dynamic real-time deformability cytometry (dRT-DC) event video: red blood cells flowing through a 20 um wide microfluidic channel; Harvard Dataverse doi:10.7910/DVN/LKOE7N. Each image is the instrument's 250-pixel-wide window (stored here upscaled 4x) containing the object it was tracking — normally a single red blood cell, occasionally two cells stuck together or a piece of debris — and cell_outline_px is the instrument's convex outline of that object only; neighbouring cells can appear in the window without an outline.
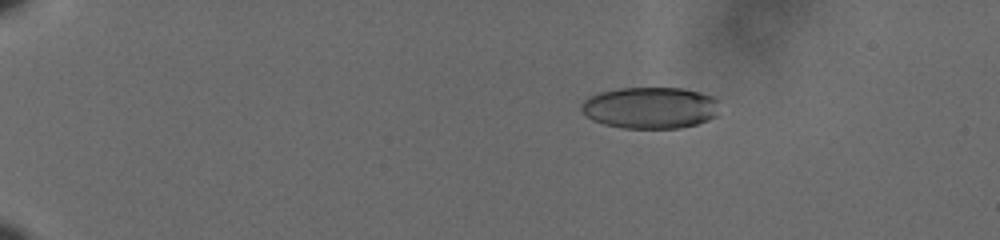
{"species": "human", "species_latin": "Homo sapiens", "temperature_condition": "cold", "stored_images_in_passage": 50, "camera_frame_rate_fps": 3000, "um_per_image_px": 0.085, "donor": {"sex": "male"}, "frame": {"image": 1, "passage_image": 1, "time_ms": 0.0, "image_size_px": [1000, 240], "cell_outline_px": [[720, 100], [716, 116], [708, 120], [696, 124], [680, 128], [624, 128], [604, 124], [592, 120], [580, 108], [580, 104], [588, 96], [600, 92], [620, 88], [684, 88], [700, 92], [712, 96]], "centroid_in_image_um": [55.29, 9.15], "position_along_channel_um": 29.7, "area_um2": 33.7}}
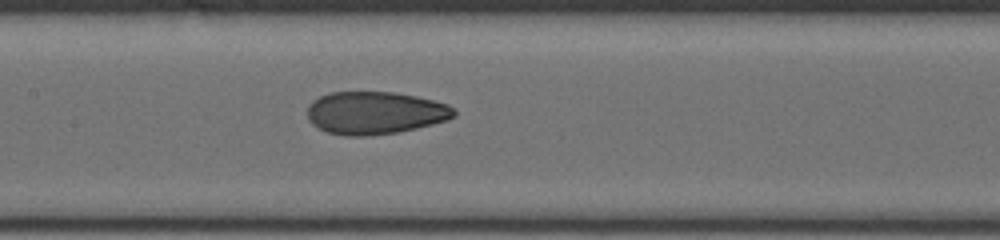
{"frame": {"image": 2, "passage_image": 22, "time_ms": 7.0, "image_size_px": [1000, 240], "cell_outline_px": [[456, 116], [448, 120], [400, 132], [368, 136], [344, 136], [328, 132], [312, 124], [308, 120], [308, 104], [312, 100], [320, 96], [332, 92], [396, 92], [416, 96], [448, 104], [456, 112]], "centroid_in_image_um": [31.88, 9.6], "position_along_channel_um": 175.5, "area_um2": 36.65}}
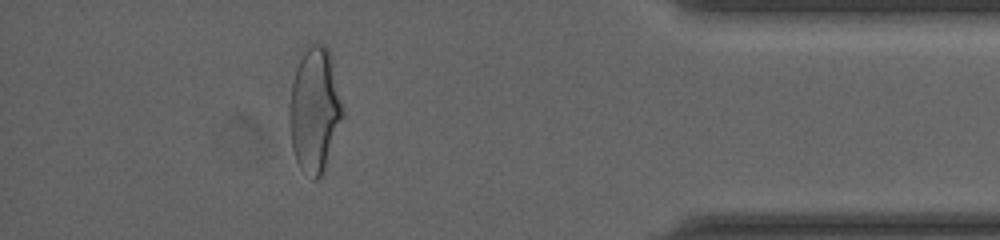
{"frame": {"image": 3, "passage_image": 44, "time_ms": 14.333, "image_size_px": [1000, 240], "cell_outline_px": [[344, 116], [324, 168], [320, 176], [316, 180], [312, 180], [300, 168], [296, 160], [292, 148], [288, 120], [288, 104], [292, 80], [296, 68], [308, 44], [324, 44], [328, 48], [344, 112]], "centroid_in_image_um": [26.71, 9.36], "position_along_channel_um": 408.5, "area_um2": 38.67}, "authors_computed_cell_mechanics": {"area_um2": 36.6452, "velocity_mm_per_s": 3.6075, "shape_relaxation_time_tau1_ms": 5.8509, "shape_relaxation_time_tau2_ms": 1.3669, "deformation_change_tau1": 0.1637, "deformation_change_tau2": 0.0679}}